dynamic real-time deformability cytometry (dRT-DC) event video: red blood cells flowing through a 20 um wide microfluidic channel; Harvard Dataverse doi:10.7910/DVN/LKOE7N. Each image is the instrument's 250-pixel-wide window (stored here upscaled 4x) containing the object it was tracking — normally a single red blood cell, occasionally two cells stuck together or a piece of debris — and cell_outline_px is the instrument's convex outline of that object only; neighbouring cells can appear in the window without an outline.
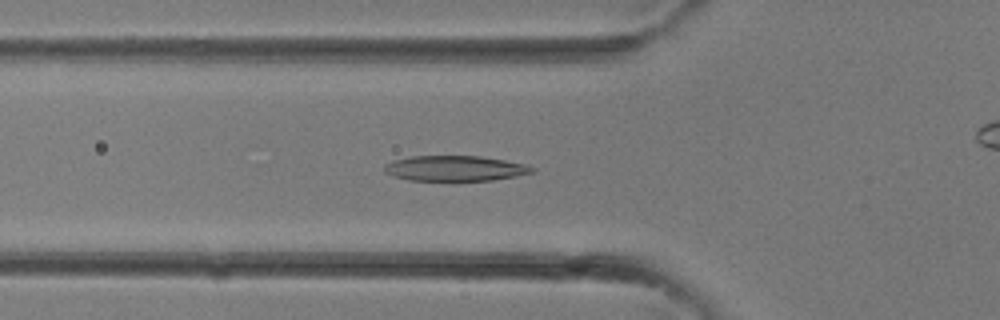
{"species": "common noctule bat (a hibernating species)", "species_latin": "Nyctalus noctula", "temperature_condition": "room temperature", "stored_images_in_passage": 33, "camera_frame_rate_fps": 3000, "um_per_image_px": 0.085, "animal": {"sex": "female"}, "frame": {"image": 1, "passage_image": 11, "time_ms": 3.333, "image_size_px": [1000, 320], "cell_outline_px": [[536, 172], [516, 176], [492, 180], [408, 180], [392, 176], [384, 172], [384, 164], [392, 160], [412, 156], [480, 156], [504, 160], [524, 164], [536, 168]], "centroid_in_image_um": [38.66, 14.31], "position_along_channel_um": 87.1, "area_um2": 21.85}}
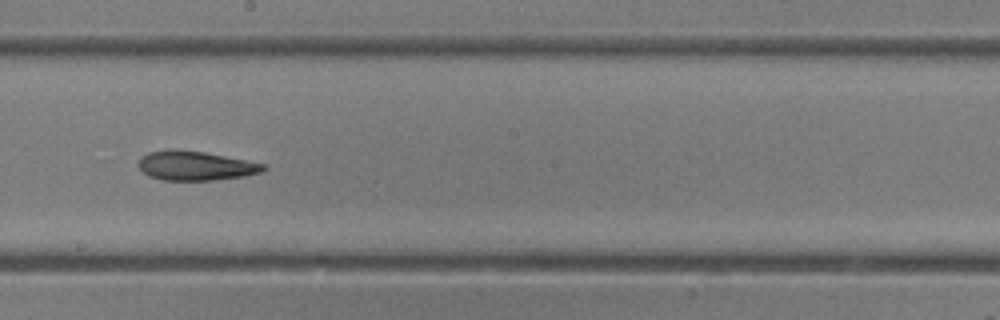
{"frame": {"image": 2, "passage_image": 18, "time_ms": 5.667, "image_size_px": [1000, 320], "cell_outline_px": [[268, 168], [260, 172], [244, 176], [212, 180], [160, 180], [148, 176], [136, 164], [140, 156], [148, 152], [168, 148], [176, 148], [204, 152], [268, 164]], "centroid_in_image_um": [16.58, 14.07], "position_along_channel_um": 231.6, "area_um2": 21.73}}
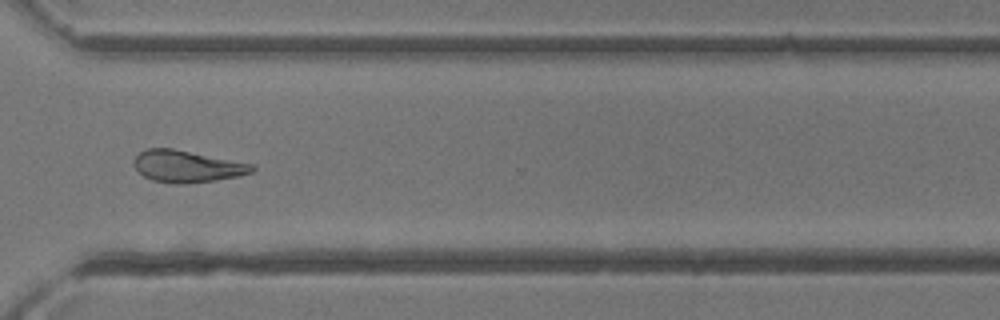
{"frame": {"image": 3, "passage_image": 24, "time_ms": 7.667, "image_size_px": [1000, 320], "cell_outline_px": [[256, 168], [252, 172], [240, 176], [216, 180], [184, 184], [176, 184], [152, 180], [144, 176], [132, 164], [132, 160], [140, 152], [148, 148], [172, 148], [252, 164]], "centroid_in_image_um": [15.88, 14.14], "position_along_channel_um": 354.7, "area_um2": 21.85}}